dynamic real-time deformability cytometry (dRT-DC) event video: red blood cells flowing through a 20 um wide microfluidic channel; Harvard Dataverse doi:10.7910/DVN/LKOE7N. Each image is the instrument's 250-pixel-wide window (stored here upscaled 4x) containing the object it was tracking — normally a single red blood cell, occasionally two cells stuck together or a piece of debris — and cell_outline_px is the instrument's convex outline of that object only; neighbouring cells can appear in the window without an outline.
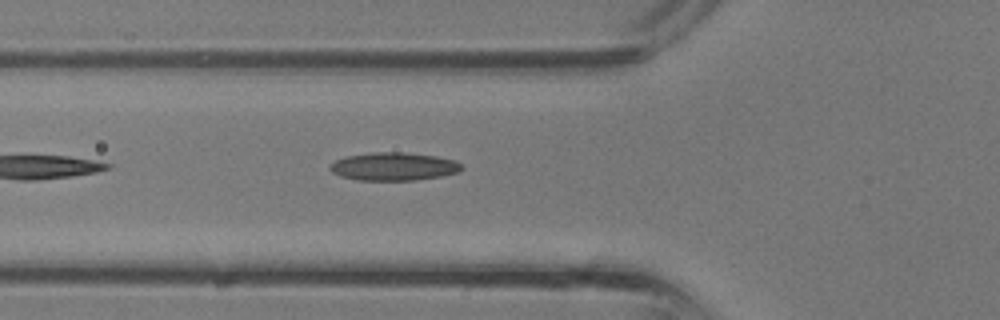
{"species": "common noctule bat (a hibernating species)", "species_latin": "Nyctalus noctula", "temperature_condition": "room temperature", "stored_images_in_passage": 10, "camera_frame_rate_fps": 3000, "um_per_image_px": 0.085, "animal": {"sex": "male", "body_mass_g": 13.3}, "frame": {"image": 1, "passage_image": 2, "time_ms": 0.333, "image_size_px": [1000, 320], "cell_outline_px": [[464, 168], [460, 172], [440, 176], [416, 180], [356, 180], [340, 176], [332, 172], [328, 168], [328, 164], [336, 160], [348, 156], [376, 152], [400, 152], [436, 156], [452, 160], [460, 164]], "centroid_in_image_um": [33.44, 14.16], "position_along_channel_um": 92.4, "area_um2": 21.44}}
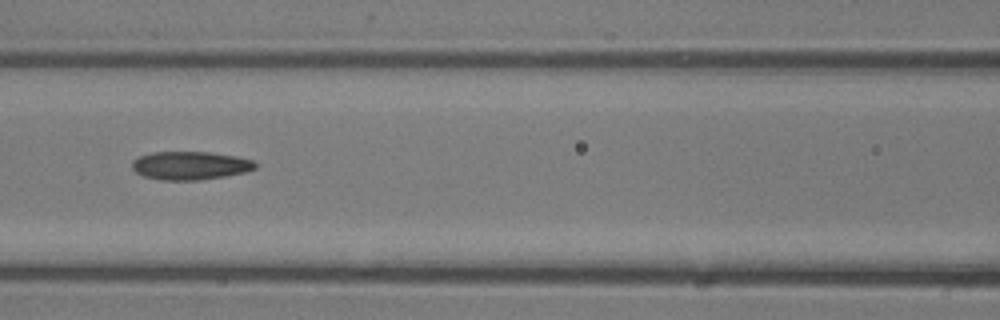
{"frame": {"image": 2, "passage_image": 5, "time_ms": 1.333, "image_size_px": [1000, 320], "cell_outline_px": [[256, 168], [244, 172], [224, 176], [196, 180], [160, 180], [144, 176], [136, 172], [132, 168], [132, 160], [140, 156], [152, 152], [208, 152], [232, 156], [252, 160], [256, 164]], "centroid_in_image_um": [16.12, 14.07], "position_along_channel_um": 150.5, "area_um2": 20.06}}
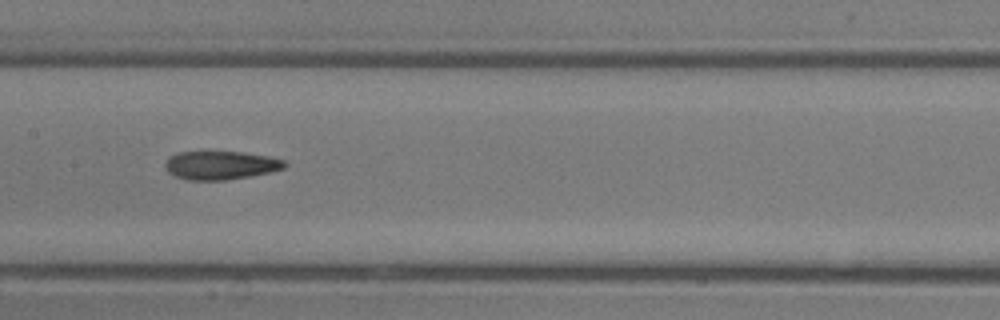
{"frame": {"image": 3, "passage_image": 7, "time_ms": 2.0, "image_size_px": [1000, 320], "cell_outline_px": [[288, 164], [284, 168], [268, 172], [248, 176], [224, 180], [188, 180], [176, 176], [168, 172], [164, 164], [168, 156], [180, 152], [244, 152], [268, 156], [284, 160]], "centroid_in_image_um": [18.74, 14.04], "position_along_channel_um": 188.7, "area_um2": 19.71}}